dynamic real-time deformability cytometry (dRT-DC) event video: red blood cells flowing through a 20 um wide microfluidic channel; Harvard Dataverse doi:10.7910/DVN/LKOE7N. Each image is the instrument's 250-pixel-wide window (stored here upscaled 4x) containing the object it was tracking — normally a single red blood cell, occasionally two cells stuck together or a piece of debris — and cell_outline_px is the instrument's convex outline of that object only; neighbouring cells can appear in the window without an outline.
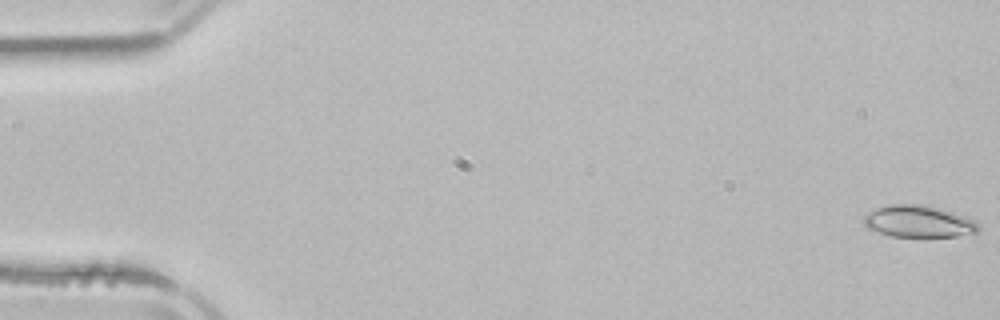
{"species": "common noctule bat (a hibernating species)", "species_latin": "Nyctalus noctula", "temperature_condition": "room temperature", "stored_images_in_passage": 6, "camera_frame_rate_fps": 3000, "um_per_image_px": 0.085, "animal": {"sex": "male", "body_mass_g": 21.5, "forearm_length_mm": 52.0}, "frame": {"image": 1, "passage_image": 1, "time_ms": 0.0, "image_size_px": [1000, 320], "cell_outline_px": [[980, 228], [976, 232], [956, 236], [920, 240], [892, 236], [876, 232], [868, 228], [864, 224], [864, 216], [868, 212], [876, 208], [888, 204], [920, 204], [940, 208], [976, 220]], "centroid_in_image_um": [78.07, 18.87], "position_along_channel_um": 6.9, "area_um2": 22.14}}